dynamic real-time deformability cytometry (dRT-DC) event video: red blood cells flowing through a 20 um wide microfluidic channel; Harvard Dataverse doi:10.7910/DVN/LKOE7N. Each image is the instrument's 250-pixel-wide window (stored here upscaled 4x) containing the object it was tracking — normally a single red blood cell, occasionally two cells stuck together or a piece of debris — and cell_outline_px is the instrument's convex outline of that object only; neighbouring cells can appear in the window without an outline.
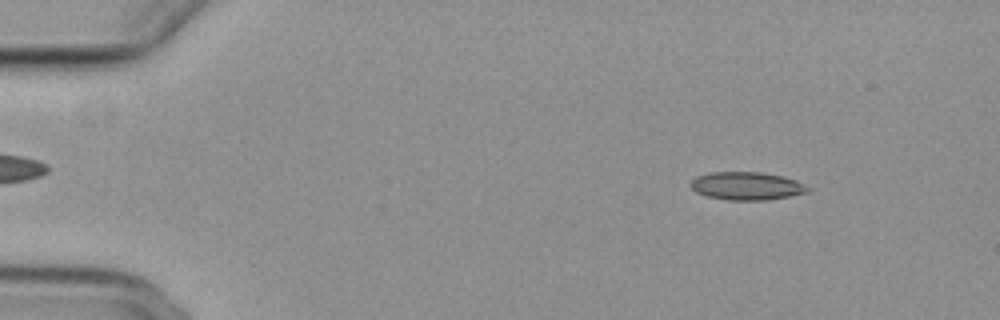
{"species": "common noctule bat (a hibernating species)", "species_latin": "Nyctalus noctula", "temperature_condition": "cold", "stored_images_in_passage": 53, "camera_frame_rate_fps": 3000, "um_per_image_px": 0.085, "animal": {"sex": "female", "body_mass_g": 29.2, "forearm_length_mm": 56.3}, "frame": {"image": 1, "passage_image": 5, "time_ms": 1.333, "image_size_px": [1000, 320], "cell_outline_px": [[812, 188], [808, 192], [788, 196], [764, 200], [728, 200], [708, 196], [696, 192], [688, 184], [696, 176], [712, 172], [760, 172], [780, 176], [796, 180]], "centroid_in_image_um": [63.46, 15.8], "position_along_channel_um": 21.5, "area_um2": 19.02}}
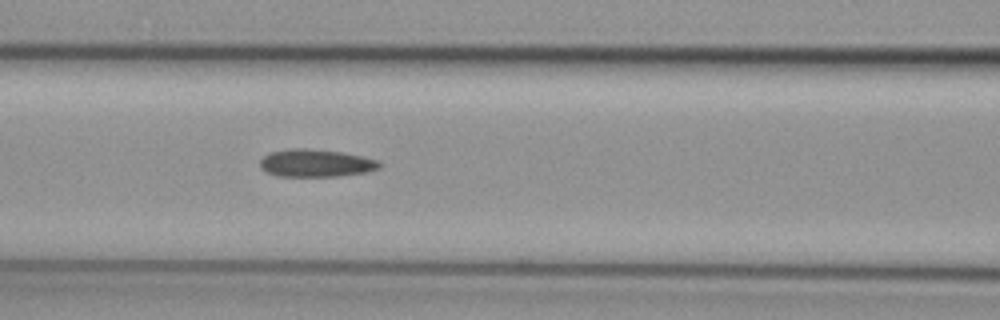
{"frame": {"image": 2, "passage_image": 22, "time_ms": 7.0, "image_size_px": [1000, 320], "cell_outline_px": [[380, 168], [368, 172], [340, 176], [276, 176], [260, 168], [260, 160], [268, 152], [292, 148], [308, 148], [340, 152], [360, 156], [376, 160], [380, 164]], "centroid_in_image_um": [26.81, 13.86], "position_along_channel_um": 139.8, "area_um2": 19.19}}
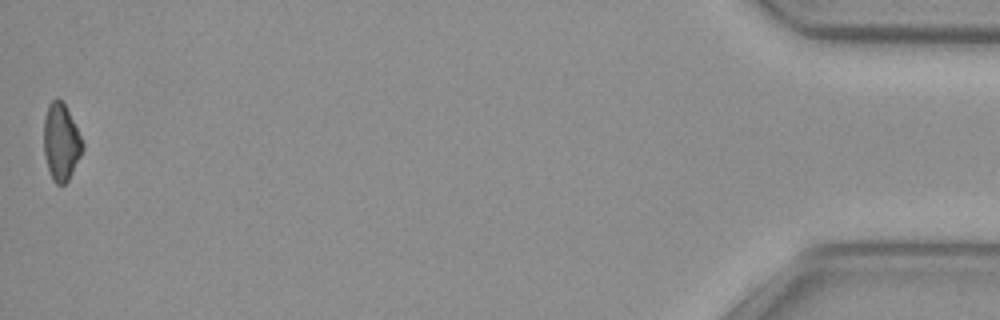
{"frame": {"image": 3, "passage_image": 53, "time_ms": 17.333, "image_size_px": [1000, 320], "cell_outline_px": [[84, 148], [68, 180], [64, 184], [56, 184], [52, 180], [48, 168], [44, 152], [44, 116], [48, 104], [52, 100], [60, 100], [64, 104], [84, 144]], "centroid_in_image_um": [5.17, 12.09], "position_along_channel_um": 430.0, "area_um2": 16.99}}